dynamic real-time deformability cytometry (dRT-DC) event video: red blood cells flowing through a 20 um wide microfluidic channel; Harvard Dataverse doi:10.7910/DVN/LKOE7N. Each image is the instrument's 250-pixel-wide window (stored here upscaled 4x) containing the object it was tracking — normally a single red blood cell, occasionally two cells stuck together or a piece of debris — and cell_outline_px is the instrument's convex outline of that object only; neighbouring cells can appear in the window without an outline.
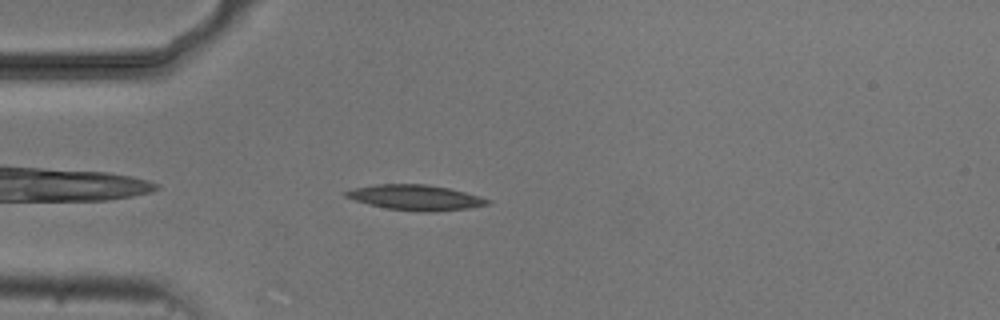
{"species": "common noctule bat (a hibernating species)", "species_latin": "Nyctalus noctula", "temperature_condition": "cold", "stored_images_in_passage": 4, "camera_frame_rate_fps": 3000, "um_per_image_px": 0.085, "animal": {"sex": "male", "body_mass_g": 20.5, "forearm_length_mm": 52.5}, "frame": {"image": 1, "passage_image": 4, "time_ms": 3.333, "image_size_px": [1000, 320], "cell_outline_px": [[492, 200], [488, 204], [468, 208], [432, 212], [424, 212], [388, 208], [368, 204], [344, 196], [344, 192], [356, 188], [376, 184], [428, 184], [448, 188], [480, 196]], "centroid_in_image_um": [35.35, 16.78], "position_along_channel_um": 49.7, "area_um2": 20.63}}